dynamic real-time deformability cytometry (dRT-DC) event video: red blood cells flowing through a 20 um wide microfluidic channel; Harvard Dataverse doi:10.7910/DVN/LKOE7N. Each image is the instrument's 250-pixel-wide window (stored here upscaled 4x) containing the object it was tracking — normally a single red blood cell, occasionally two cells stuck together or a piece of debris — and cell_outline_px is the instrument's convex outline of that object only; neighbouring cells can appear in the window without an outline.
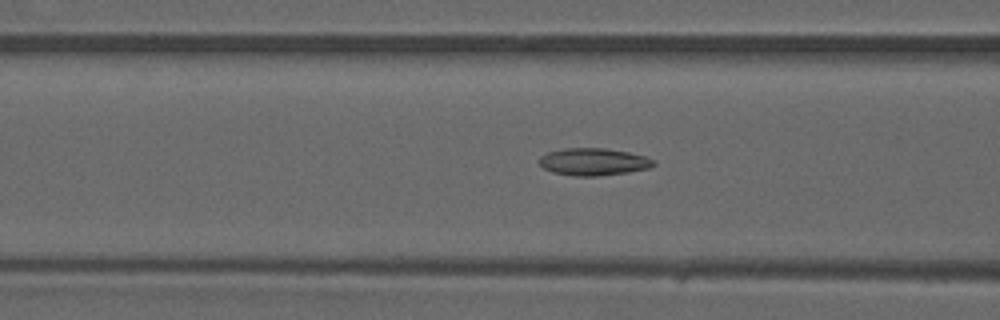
{"species": "common noctule bat (a hibernating species)", "species_latin": "Nyctalus noctula", "temperature_condition": "warm", "stored_images_in_passage": 45, "camera_frame_rate_fps": 3000, "um_per_image_px": 0.085, "animal": {"sex": "male", "forearm_length_mm": 52.5}, "frame": {"image": 1, "passage_image": 18, "time_ms": 5.667, "image_size_px": [1000, 320], "cell_outline_px": [[656, 164], [648, 168], [628, 172], [596, 176], [576, 176], [552, 172], [544, 168], [536, 160], [540, 156], [548, 152], [564, 148], [604, 148], [628, 152], [644, 156], [656, 160]], "centroid_in_image_um": [50.43, 13.75], "position_along_channel_um": 116.2, "area_um2": 18.21}}
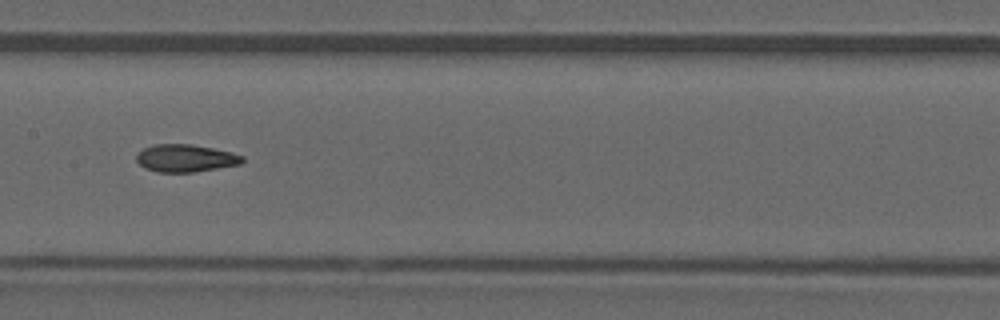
{"frame": {"image": 2, "passage_image": 23, "time_ms": 7.333, "image_size_px": [1000, 320], "cell_outline_px": [[244, 160], [240, 164], [192, 172], [156, 172], [144, 168], [136, 160], [136, 152], [144, 148], [156, 144], [192, 144], [232, 152], [244, 156]], "centroid_in_image_um": [15.74, 13.44], "position_along_channel_um": 191.7, "area_um2": 16.99}}
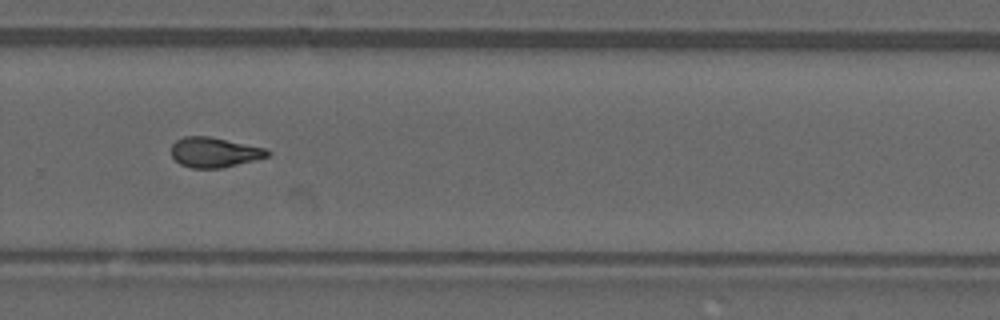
{"frame": {"image": 3, "passage_image": 31, "time_ms": 10.0, "image_size_px": [1000, 320], "cell_outline_px": [[272, 152], [268, 156], [220, 168], [192, 168], [180, 164], [172, 156], [172, 144], [176, 140], [184, 136], [208, 136], [268, 148]], "centroid_in_image_um": [18.22, 12.93], "position_along_channel_um": 311.6, "area_um2": 16.7}}